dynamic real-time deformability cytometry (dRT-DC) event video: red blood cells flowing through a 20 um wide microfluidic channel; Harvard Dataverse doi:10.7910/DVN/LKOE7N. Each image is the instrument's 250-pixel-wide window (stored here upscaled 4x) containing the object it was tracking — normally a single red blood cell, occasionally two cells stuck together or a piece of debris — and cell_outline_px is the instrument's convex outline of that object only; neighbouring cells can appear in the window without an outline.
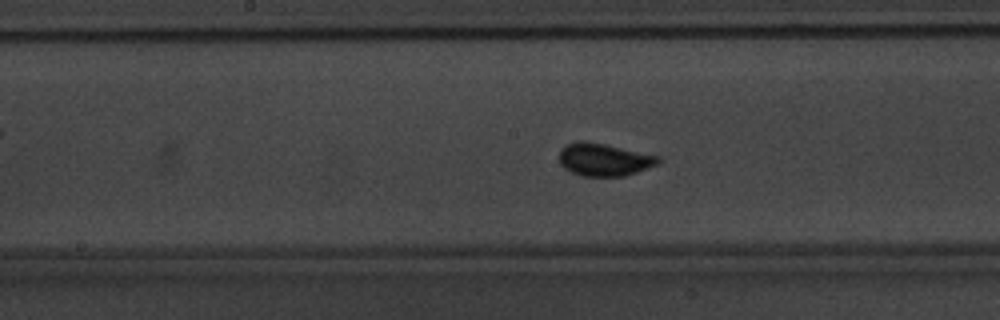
{"species": "common noctule bat (a hibernating species)", "species_latin": "Nyctalus noctula", "temperature_condition": "warm", "stored_images_in_passage": 41, "camera_frame_rate_fps": 3000, "um_per_image_px": 0.085, "animal": {"sex": "male", "body_mass_g": 20.1, "forearm_length_mm": 53.5}, "frame": {"image": 1, "passage_image": 15, "time_ms": 4.667, "image_size_px": [1000, 320], "cell_outline_px": [[660, 160], [656, 164], [636, 172], [624, 176], [580, 176], [564, 168], [560, 164], [560, 148], [568, 144], [580, 140], [604, 144], [660, 156]], "centroid_in_image_um": [51.31, 13.57], "position_along_channel_um": 196.9, "area_um2": 18.61}}
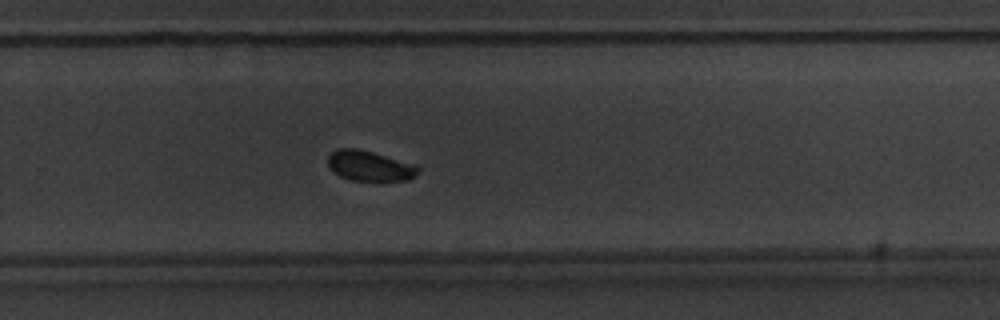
{"frame": {"image": 2, "passage_image": 23, "time_ms": 7.333, "image_size_px": [1000, 320], "cell_outline_px": [[420, 172], [416, 176], [408, 180], [352, 180], [340, 176], [328, 164], [328, 156], [336, 148], [356, 148], [372, 152], [416, 164], [420, 168]], "centroid_in_image_um": [31.47, 14.09], "position_along_channel_um": 298.3, "area_um2": 15.78}}
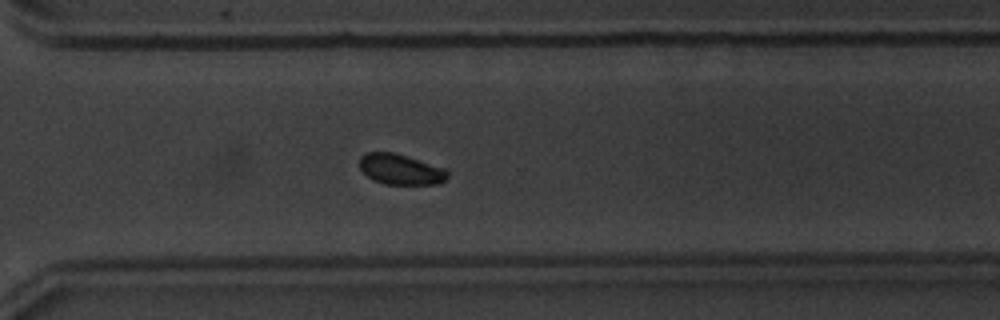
{"frame": {"image": 3, "passage_image": 26, "time_ms": 8.333, "image_size_px": [1000, 320], "cell_outline_px": [[448, 176], [440, 184], [384, 184], [372, 180], [360, 168], [360, 156], [364, 152], [392, 152], [448, 168]], "centroid_in_image_um": [34.07, 14.39], "position_along_channel_um": 336.5, "area_um2": 15.78}, "authors_computed_cell_mechanics": {"area_um2": 16.7042, "velocity_mm_per_s": 3.8188, "shape_relaxation_time_tau1_ms": 1.6566, "shape_relaxation_time_tau2_ms": null, "deformation_change_tau1": 0.0716, "deformation_change_tau2": null}}